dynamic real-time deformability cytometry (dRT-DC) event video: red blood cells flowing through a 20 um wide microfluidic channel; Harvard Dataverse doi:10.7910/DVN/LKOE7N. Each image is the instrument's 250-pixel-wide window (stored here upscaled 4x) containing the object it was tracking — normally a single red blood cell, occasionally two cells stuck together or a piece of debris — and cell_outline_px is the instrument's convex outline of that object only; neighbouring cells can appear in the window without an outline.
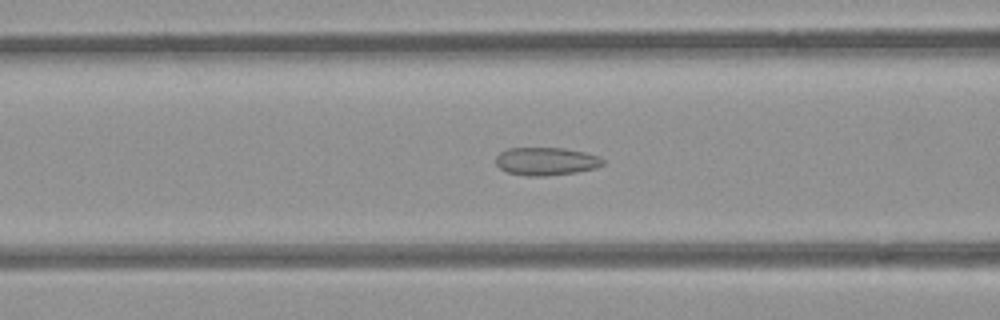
{"species": "common noctule bat (a hibernating species)", "species_latin": "Nyctalus noctula", "temperature_condition": "room temperature", "stored_images_in_passage": 52, "camera_frame_rate_fps": 3000, "um_per_image_px": 0.085, "animal": {"sex": "female", "body_mass_g": 21.9}, "frame": {"image": 1, "passage_image": 20, "time_ms": 6.333, "image_size_px": [1000, 320], "cell_outline_px": [[604, 164], [596, 168], [576, 172], [544, 176], [524, 176], [508, 172], [500, 168], [496, 164], [496, 156], [500, 152], [508, 148], [564, 148], [584, 152], [600, 156], [604, 160]], "centroid_in_image_um": [46.43, 13.71], "position_along_channel_um": 120.2, "area_um2": 17.51}}
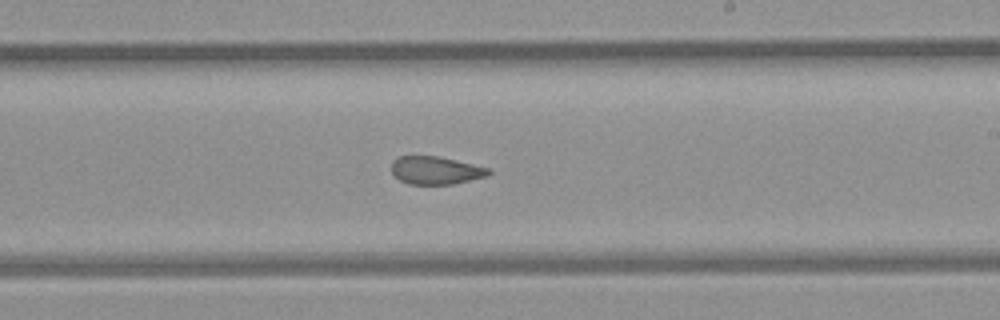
{"frame": {"image": 2, "passage_image": 30, "time_ms": 9.667, "image_size_px": [1000, 320], "cell_outline_px": [[492, 172], [488, 176], [452, 184], [408, 184], [400, 180], [392, 172], [392, 160], [396, 156], [440, 156], [492, 168]], "centroid_in_image_um": [37.07, 14.47], "position_along_channel_um": 251.9, "area_um2": 16.01}}
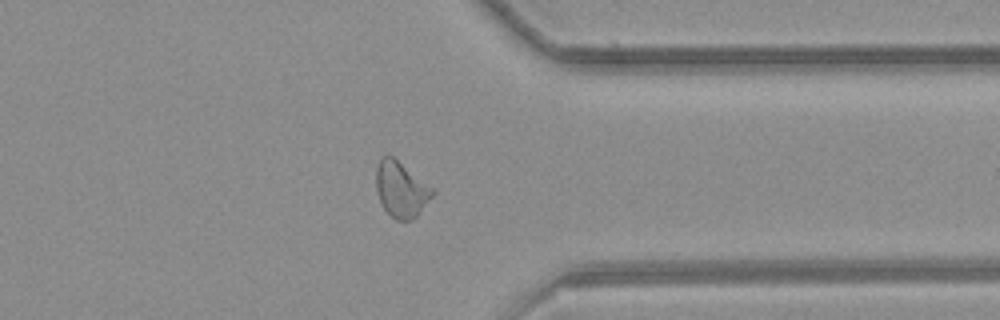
{"frame": {"image": 3, "passage_image": 40, "time_ms": 13.0, "image_size_px": [1000, 320], "cell_outline_px": [[436, 192], [420, 212], [412, 220], [396, 220], [384, 208], [380, 200], [376, 188], [376, 168], [380, 156], [392, 156], [436, 188]], "centroid_in_image_um": [34.13, 16.08], "position_along_channel_um": 377.3, "area_um2": 18.44}, "authors_computed_cell_mechanics": {"area_um2": 18.4093, "velocity_mm_per_s": 3.951, "shape_relaxation_time_tau1_ms": null, "shape_relaxation_time_tau2_ms": 1.6207, "deformation_change_tau1": null, "deformation_change_tau2": 0.0753}}